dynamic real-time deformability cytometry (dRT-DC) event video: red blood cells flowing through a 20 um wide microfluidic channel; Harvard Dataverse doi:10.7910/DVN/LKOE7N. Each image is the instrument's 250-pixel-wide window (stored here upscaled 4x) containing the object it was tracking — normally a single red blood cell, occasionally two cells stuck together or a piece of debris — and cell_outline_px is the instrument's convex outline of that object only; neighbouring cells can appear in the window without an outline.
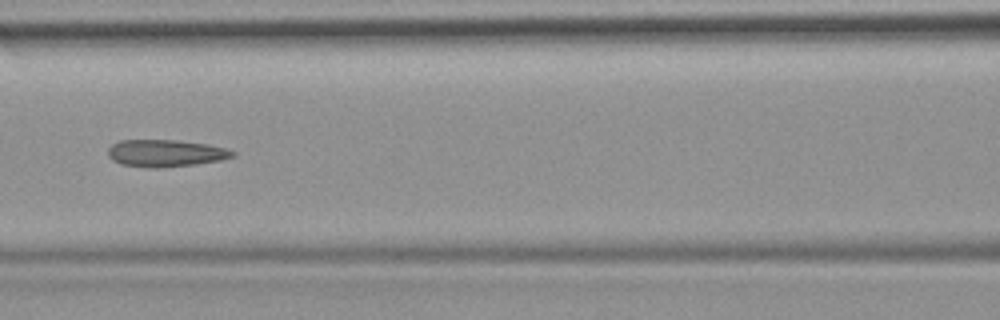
{"species": "common noctule bat (a hibernating species)", "species_latin": "Nyctalus noctula", "temperature_condition": "room temperature", "stored_images_in_passage": 50, "camera_frame_rate_fps": 3000, "um_per_image_px": 0.085, "animal": {"sex": "female", "body_mass_g": 19.9}, "frame": {"image": 1, "passage_image": 22, "time_ms": 7.0, "image_size_px": [1000, 320], "cell_outline_px": [[236, 156], [220, 160], [196, 164], [160, 168], [148, 168], [120, 164], [112, 160], [108, 156], [108, 148], [112, 144], [120, 140], [176, 140], [208, 144], [224, 148], [236, 152]], "centroid_in_image_um": [14.06, 13.02], "position_along_channel_um": 152.5, "area_um2": 19.83}, "authors_computed_cell_mechanics": {"area_um2": 19.9988, "velocity_mm_per_s": 3.9204, "shape_relaxation_time_tau1_ms": null, "shape_relaxation_time_tau2_ms": 4.0223, "deformation_change_tau1": null, "deformation_change_tau2": 0.1477}}